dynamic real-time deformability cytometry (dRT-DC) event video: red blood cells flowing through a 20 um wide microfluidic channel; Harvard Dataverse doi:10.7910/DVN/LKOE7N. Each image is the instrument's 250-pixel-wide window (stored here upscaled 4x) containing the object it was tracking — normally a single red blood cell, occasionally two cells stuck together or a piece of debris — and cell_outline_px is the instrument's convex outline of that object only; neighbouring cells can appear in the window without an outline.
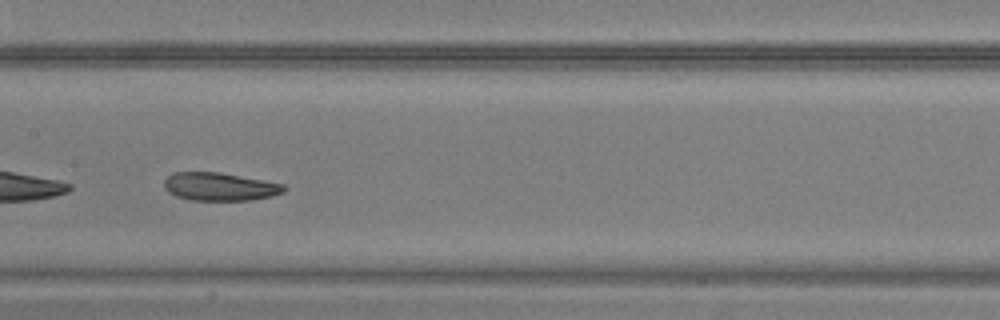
{"species": "common noctule bat (a hibernating species)", "species_latin": "Nyctalus noctula", "temperature_condition": "warm", "stored_images_in_passage": 38, "camera_frame_rate_fps": 3000, "um_per_image_px": 0.085, "animal": {"sex": "male", "body_mass_g": 20.5, "forearm_length_mm": 52.5}, "frame": {"image": 1, "passage_image": 22, "time_ms": 7.0, "image_size_px": [1000, 320], "cell_outline_px": [[288, 188], [284, 192], [272, 196], [252, 200], [192, 200], [176, 196], [168, 192], [164, 188], [164, 180], [172, 172], [220, 172], [284, 184]], "centroid_in_image_um": [18.68, 15.86], "position_along_channel_um": 188.7, "area_um2": 19.71}}